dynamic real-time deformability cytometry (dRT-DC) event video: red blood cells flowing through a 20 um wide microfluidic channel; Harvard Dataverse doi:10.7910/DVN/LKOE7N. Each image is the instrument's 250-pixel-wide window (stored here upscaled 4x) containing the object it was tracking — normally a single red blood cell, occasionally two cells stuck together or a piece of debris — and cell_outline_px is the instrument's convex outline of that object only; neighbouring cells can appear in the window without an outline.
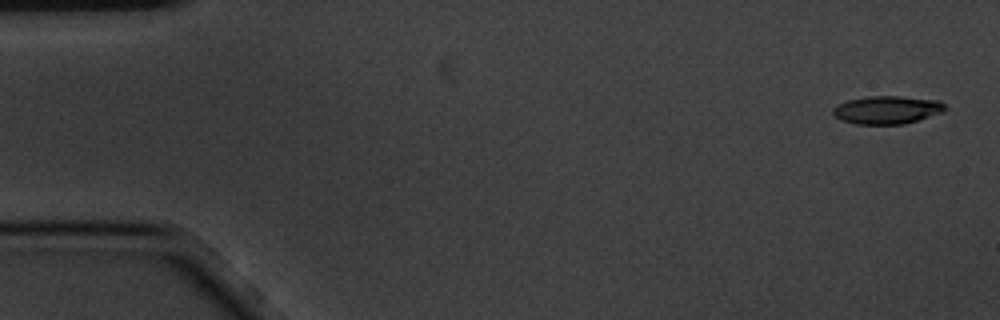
{"species": "common noctule bat (a hibernating species)", "species_latin": "Nyctalus noctula", "temperature_condition": "cold", "stored_images_in_passage": 6, "camera_frame_rate_fps": 3000, "um_per_image_px": 0.085, "animal": {"sex": "male", "body_mass_g": 20.1, "forearm_length_mm": 53.5}, "frame": {"image": 1, "passage_image": 1, "time_ms": 0.0, "image_size_px": [1000, 320], "cell_outline_px": [[948, 108], [944, 112], [904, 124], [856, 124], [840, 120], [832, 112], [832, 108], [836, 104], [848, 100], [868, 96], [900, 96], [940, 100]], "centroid_in_image_um": [75.41, 9.33], "position_along_channel_um": 9.6, "area_um2": 18.5}}